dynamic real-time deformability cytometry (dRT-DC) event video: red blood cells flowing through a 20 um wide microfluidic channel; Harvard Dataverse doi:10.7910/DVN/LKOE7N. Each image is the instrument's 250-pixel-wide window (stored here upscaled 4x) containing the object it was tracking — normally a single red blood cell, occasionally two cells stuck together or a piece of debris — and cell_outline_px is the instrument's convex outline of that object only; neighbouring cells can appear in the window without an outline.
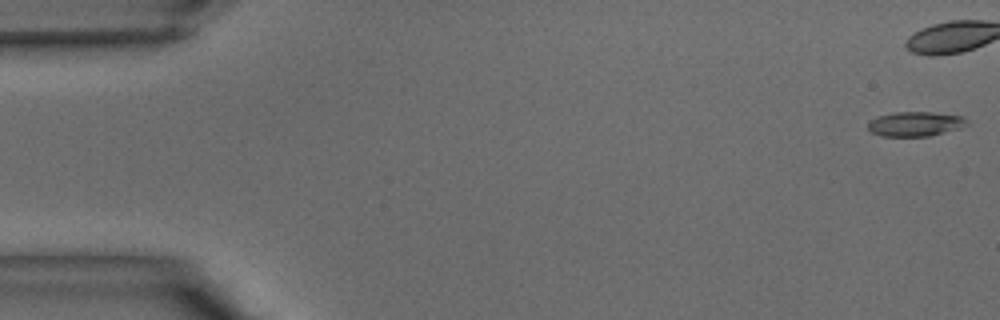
{"species": "common noctule bat (a hibernating species)", "species_latin": "Nyctalus noctula", "temperature_condition": "warm", "stored_images_in_passage": 8, "camera_frame_rate_fps": 3000, "um_per_image_px": 0.085, "animal": {"sex": "male", "body_mass_g": 15.6}, "frame": {"image": 1, "passage_image": 1, "time_ms": 0.0, "image_size_px": [1000, 320], "cell_outline_px": [[968, 124], [960, 128], [928, 136], [880, 136], [872, 132], [868, 128], [868, 120], [892, 112], [932, 112], [964, 116], [968, 120]], "centroid_in_image_um": [77.8, 10.53], "position_along_channel_um": 7.2, "area_um2": 14.22}}